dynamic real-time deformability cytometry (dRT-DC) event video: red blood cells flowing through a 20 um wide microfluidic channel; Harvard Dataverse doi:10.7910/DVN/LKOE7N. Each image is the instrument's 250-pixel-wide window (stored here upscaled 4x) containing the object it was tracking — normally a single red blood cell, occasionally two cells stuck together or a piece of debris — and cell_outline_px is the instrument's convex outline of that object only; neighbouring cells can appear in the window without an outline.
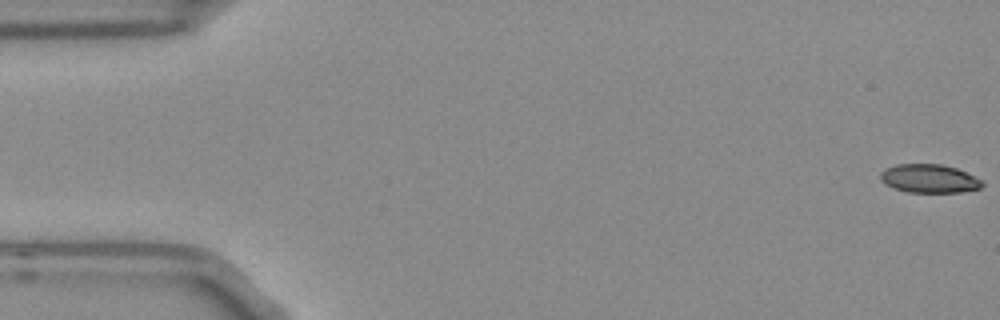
{"species": "Egyptian fruit bat (a non-hibernating species)", "species_latin": "Rousettus aegyptiacus", "temperature_condition": "room temperature", "stored_images_in_passage": 54, "camera_frame_rate_fps": 3000, "um_per_image_px": 0.085, "frame": {"image": 1, "passage_image": 1, "time_ms": 0.0, "image_size_px": [1000, 320], "cell_outline_px": [[984, 184], [980, 188], [960, 192], [908, 192], [884, 184], [880, 180], [880, 172], [884, 168], [896, 164], [940, 164], [956, 168], [984, 180]], "centroid_in_image_um": [78.98, 15.17], "position_along_channel_um": 6.0, "area_um2": 16.99}}
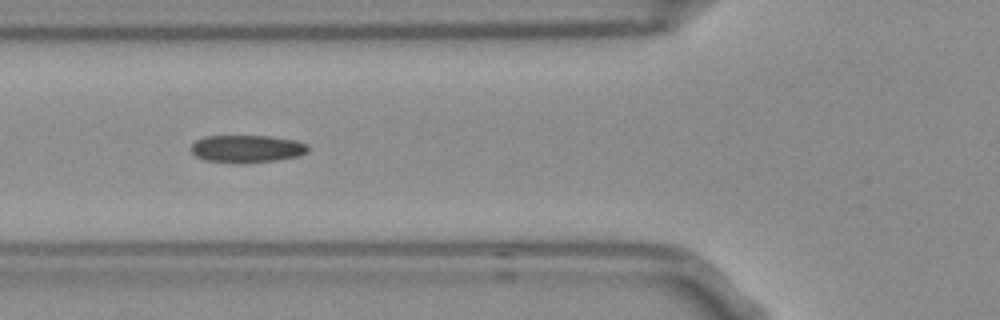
{"frame": {"image": 2, "passage_image": 20, "time_ms": 6.333, "image_size_px": [1000, 320], "cell_outline_px": [[308, 152], [296, 156], [276, 160], [244, 164], [204, 160], [196, 156], [192, 152], [192, 144], [196, 140], [204, 136], [268, 136], [296, 140], [308, 144]], "centroid_in_image_um": [20.99, 12.65], "position_along_channel_um": 104.8, "area_um2": 18.84}}
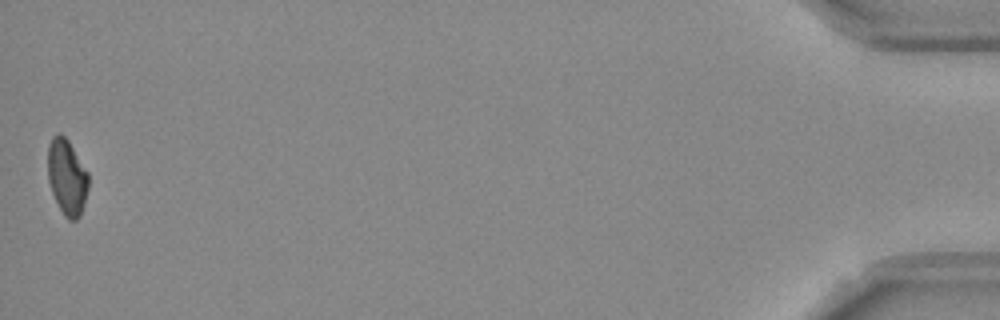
{"frame": {"image": 3, "passage_image": 54, "time_ms": 17.667, "image_size_px": [1000, 320], "cell_outline_px": [[88, 188], [84, 204], [80, 216], [76, 220], [68, 220], [64, 216], [52, 192], [48, 180], [48, 144], [52, 136], [56, 132], [60, 132], [68, 140], [88, 172]], "centroid_in_image_um": [5.68, 15.03], "position_along_channel_um": 429.5, "area_um2": 17.98}, "authors_computed_cell_mechanics": {"area_um2": 18.3804, "velocity_mm_per_s": 3.7558, "shape_relaxation_time_tau1_ms": null, "shape_relaxation_time_tau2_ms": 4.6707, "deformation_change_tau1": null, "deformation_change_tau2": 0.1049}}